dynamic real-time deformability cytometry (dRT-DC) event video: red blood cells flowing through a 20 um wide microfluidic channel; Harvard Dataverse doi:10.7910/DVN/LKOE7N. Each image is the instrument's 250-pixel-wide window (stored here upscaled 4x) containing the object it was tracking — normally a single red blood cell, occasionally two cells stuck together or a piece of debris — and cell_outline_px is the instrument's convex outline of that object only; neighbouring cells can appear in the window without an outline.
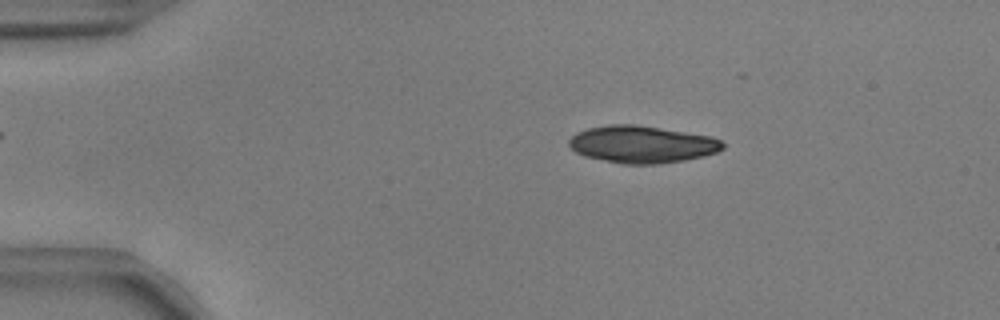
{"species": "common noctule bat (a hibernating species)", "species_latin": "Nyctalus noctula", "temperature_condition": "warm", "stored_images_in_passage": 41, "camera_frame_rate_fps": 3000, "um_per_image_px": 0.085, "animal": {"sex": "male", "body_mass_g": 17.9, "forearm_length_mm": 54.2}, "frame": {"image": 1, "passage_image": 9, "time_ms": 2.667, "image_size_px": [1000, 320], "cell_outline_px": [[724, 148], [716, 152], [704, 156], [684, 160], [660, 164], [624, 164], [584, 156], [576, 152], [568, 144], [568, 140], [576, 132], [588, 128], [608, 124], [636, 124], [712, 136], [720, 140], [724, 144]], "centroid_in_image_um": [54.56, 12.26], "position_along_channel_um": 30.4, "area_um2": 33.41}}